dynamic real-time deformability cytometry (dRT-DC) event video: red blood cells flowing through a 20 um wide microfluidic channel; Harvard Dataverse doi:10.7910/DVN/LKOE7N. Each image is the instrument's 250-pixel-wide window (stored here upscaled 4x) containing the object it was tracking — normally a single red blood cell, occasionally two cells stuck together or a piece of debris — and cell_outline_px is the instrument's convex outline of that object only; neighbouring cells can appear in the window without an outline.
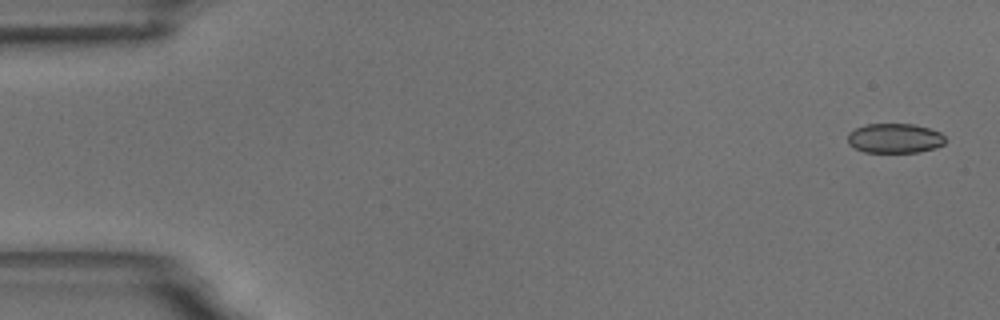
{"species": "common noctule bat (a hibernating species)", "species_latin": "Nyctalus noctula", "temperature_condition": "room temperature", "stored_images_in_passage": 15, "camera_frame_rate_fps": 3000, "um_per_image_px": 0.085, "animal": {"sex": "male", "body_mass_g": 18.8}, "frame": {"image": 1, "passage_image": 1, "time_ms": 0.0, "image_size_px": [1000, 320], "cell_outline_px": [[944, 144], [936, 148], [920, 152], [864, 152], [848, 144], [848, 132], [864, 124], [912, 124], [928, 128], [940, 132], [944, 136]], "centroid_in_image_um": [76.04, 11.75], "position_along_channel_um": 9.0, "area_um2": 16.88}}
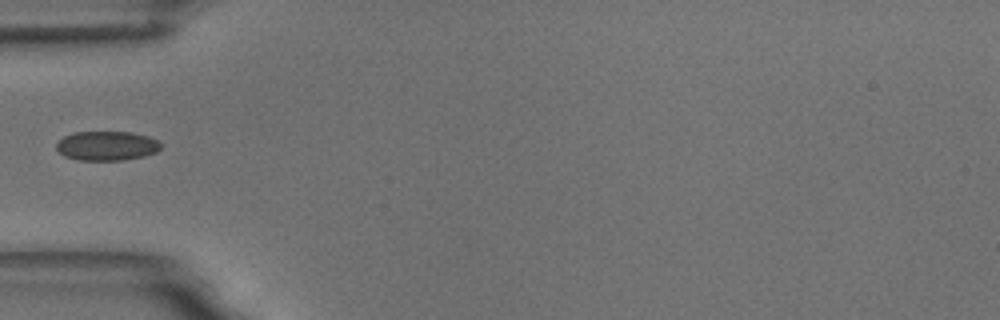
{"frame": {"image": 2, "passage_image": 5, "time_ms": 5.667, "image_size_px": [1000, 320], "cell_outline_px": [[160, 148], [156, 152], [144, 156], [124, 160], [76, 160], [64, 156], [56, 148], [56, 144], [64, 136], [72, 132], [132, 132], [148, 136], [156, 140], [160, 144]], "centroid_in_image_um": [9.05, 12.39], "position_along_channel_um": 75.9, "area_um2": 17.86}}
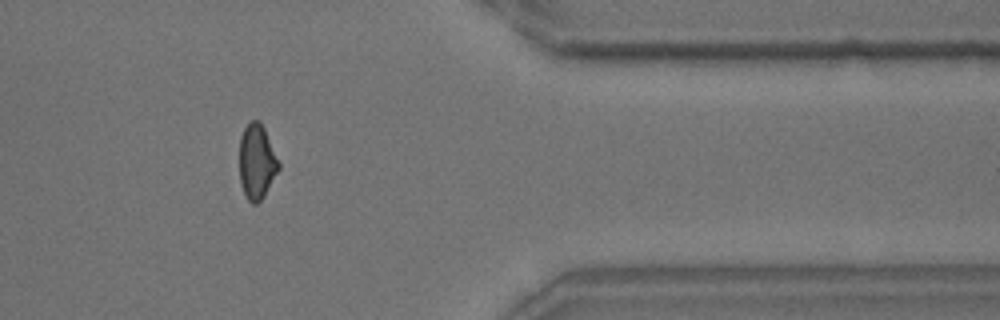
{"frame": {"image": 3, "passage_image": 13, "time_ms": 15.0, "image_size_px": [1000, 320], "cell_outline_px": [[280, 168], [264, 196], [256, 204], [252, 204], [248, 200], [240, 184], [240, 136], [244, 128], [252, 120], [260, 120], [264, 128], [280, 164]], "centroid_in_image_um": [21.82, 13.75], "position_along_channel_um": 389.6, "area_um2": 17.05}, "authors_computed_cell_mechanics": {"area_um2": 17.3978, "velocity_mm_per_s": 3.5685, "shape_relaxation_time_tau1_ms": null, "shape_relaxation_time_tau2_ms": 1.7184, "deformation_change_tau1": null, "deformation_change_tau2": 0.064}}